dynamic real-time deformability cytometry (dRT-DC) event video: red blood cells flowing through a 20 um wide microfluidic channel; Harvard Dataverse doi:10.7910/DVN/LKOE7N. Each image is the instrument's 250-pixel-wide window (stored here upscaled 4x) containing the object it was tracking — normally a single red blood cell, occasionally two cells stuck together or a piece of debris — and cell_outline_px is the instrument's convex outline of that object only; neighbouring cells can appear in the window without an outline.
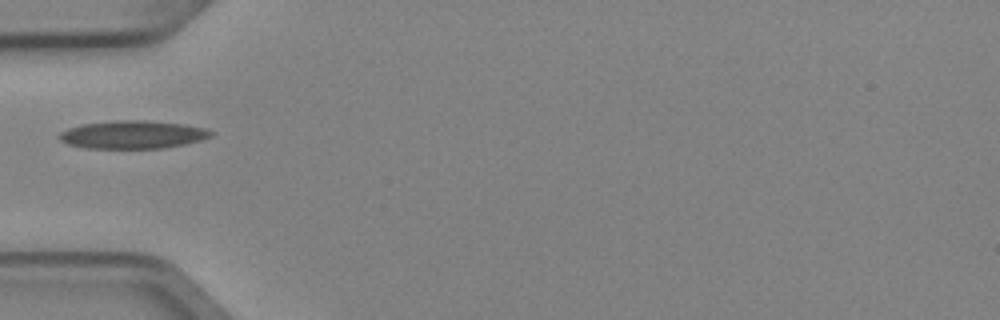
{"species": "Egyptian fruit bat (a non-hibernating species)", "species_latin": "Rousettus aegyptiacus", "temperature_condition": "cold", "stored_images_in_passage": 5, "camera_frame_rate_fps": 3000, "um_per_image_px": 0.085, "animal": {"sex": "female"}, "frame": {"image": 1, "passage_image": 4, "time_ms": 1.0, "image_size_px": [1000, 320], "cell_outline_px": [[216, 132], [212, 136], [200, 140], [184, 144], [164, 148], [84, 148], [68, 144], [60, 140], [56, 136], [60, 132], [68, 128], [84, 124], [112, 120], [144, 120], [184, 124], [208, 128]], "centroid_in_image_um": [11.3, 11.44], "position_along_channel_um": 73.7, "area_um2": 24.97}}
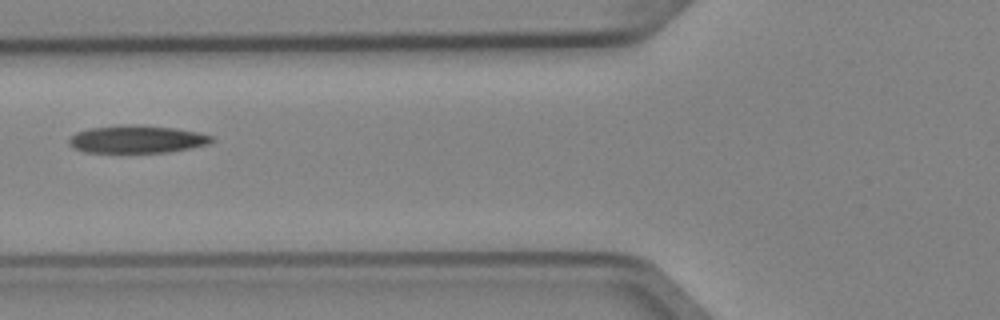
{"frame": {"image": 2, "passage_image": 5, "time_ms": 1.333, "image_size_px": [1000, 320], "cell_outline_px": [[216, 140], [208, 144], [168, 152], [84, 152], [72, 148], [68, 144], [68, 140], [76, 132], [88, 128], [116, 124], [140, 124], [176, 128], [200, 132], [212, 136]], "centroid_in_image_um": [11.62, 11.81], "position_along_channel_um": 114.2, "area_um2": 23.41}}